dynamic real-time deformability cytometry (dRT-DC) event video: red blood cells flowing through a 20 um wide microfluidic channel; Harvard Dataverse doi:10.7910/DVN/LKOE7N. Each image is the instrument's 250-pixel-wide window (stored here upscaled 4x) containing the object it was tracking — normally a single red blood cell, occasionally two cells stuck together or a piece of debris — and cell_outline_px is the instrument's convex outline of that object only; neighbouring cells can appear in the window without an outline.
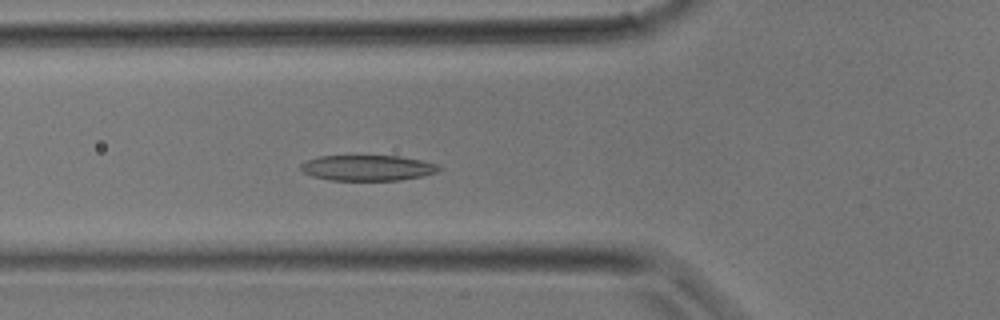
{"species": "common noctule bat (a hibernating species)", "species_latin": "Nyctalus noctula", "temperature_condition": "room temperature", "stored_images_in_passage": 27, "camera_frame_rate_fps": 3000, "um_per_image_px": 0.085, "animal": {"sex": "male", "body_mass_g": 17.9}, "frame": {"image": 1, "passage_image": 6, "time_ms": 1.667, "image_size_px": [1000, 320], "cell_outline_px": [[444, 168], [440, 172], [424, 176], [400, 180], [332, 180], [312, 176], [304, 172], [300, 168], [300, 164], [308, 160], [320, 156], [400, 156], [440, 164]], "centroid_in_image_um": [31.34, 14.27], "position_along_channel_um": 94.5, "area_um2": 20.75}}
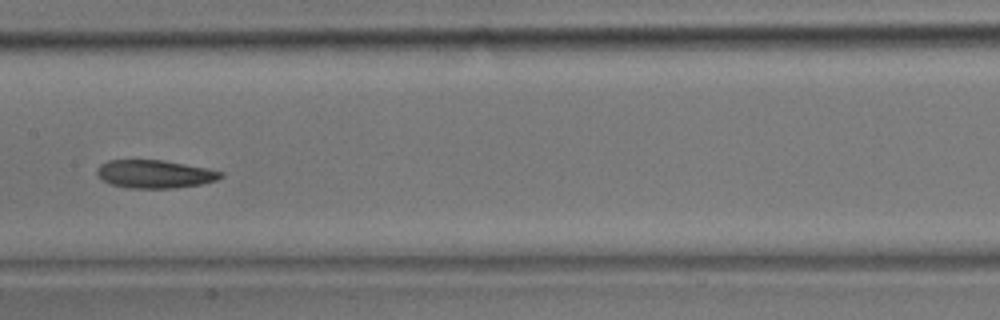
{"frame": {"image": 2, "passage_image": 11, "time_ms": 3.333, "image_size_px": [1000, 320], "cell_outline_px": [[224, 176], [216, 180], [200, 184], [172, 188], [128, 188], [112, 184], [104, 180], [96, 172], [96, 168], [100, 164], [108, 160], [164, 160], [208, 168], [224, 172]], "centroid_in_image_um": [13.17, 14.78], "position_along_channel_um": 194.2, "area_um2": 20.23}}
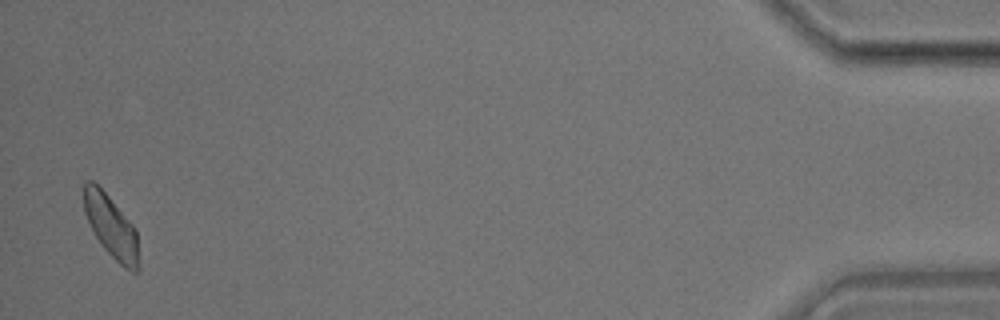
{"frame": {"image": 3, "passage_image": 27, "time_ms": 8.667, "image_size_px": [1000, 320], "cell_outline_px": [[140, 268], [136, 272], [132, 272], [124, 268], [100, 244], [84, 212], [80, 188], [88, 180], [92, 180], [108, 196], [136, 228], [140, 264]], "centroid_in_image_um": [9.44, 19.25], "position_along_channel_um": 425.8, "area_um2": 20.23}}